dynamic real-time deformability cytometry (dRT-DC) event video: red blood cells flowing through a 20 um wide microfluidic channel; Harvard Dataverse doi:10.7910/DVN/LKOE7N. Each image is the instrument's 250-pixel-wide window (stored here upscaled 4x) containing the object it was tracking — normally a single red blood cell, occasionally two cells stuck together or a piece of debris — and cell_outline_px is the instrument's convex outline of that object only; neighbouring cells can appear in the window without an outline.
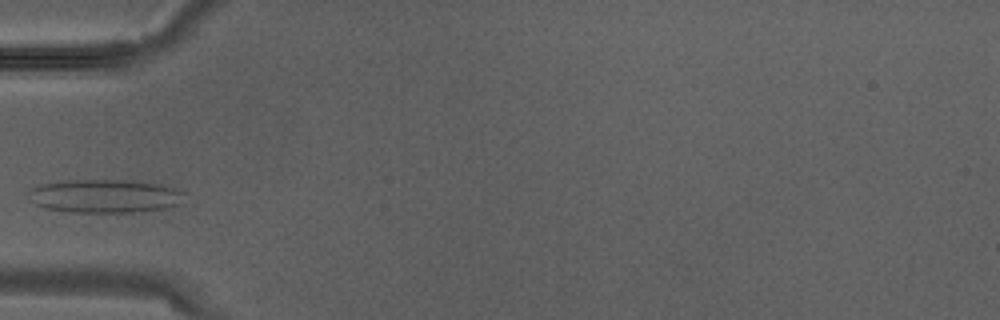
{"species": "Egyptian fruit bat (a non-hibernating species)", "species_latin": "Rousettus aegyptiacus", "temperature_condition": "warm", "stored_images_in_passage": 1, "camera_frame_rate_fps": 3000, "um_per_image_px": 0.085, "animal": {"sex": "male"}, "frame": {"image": 1, "passage_image": 1, "time_ms": 0.0, "image_size_px": [1000, 320], "cell_outline_px": [[184, 192], [180, 204], [164, 208], [136, 212], [72, 212], [44, 208], [36, 204], [32, 200], [28, 192], [32, 188], [40, 184], [64, 180], [132, 180], [160, 184], [176, 188]], "centroid_in_image_um": [8.91, 16.66], "position_along_channel_um": 76.1, "area_um2": 30.4}}